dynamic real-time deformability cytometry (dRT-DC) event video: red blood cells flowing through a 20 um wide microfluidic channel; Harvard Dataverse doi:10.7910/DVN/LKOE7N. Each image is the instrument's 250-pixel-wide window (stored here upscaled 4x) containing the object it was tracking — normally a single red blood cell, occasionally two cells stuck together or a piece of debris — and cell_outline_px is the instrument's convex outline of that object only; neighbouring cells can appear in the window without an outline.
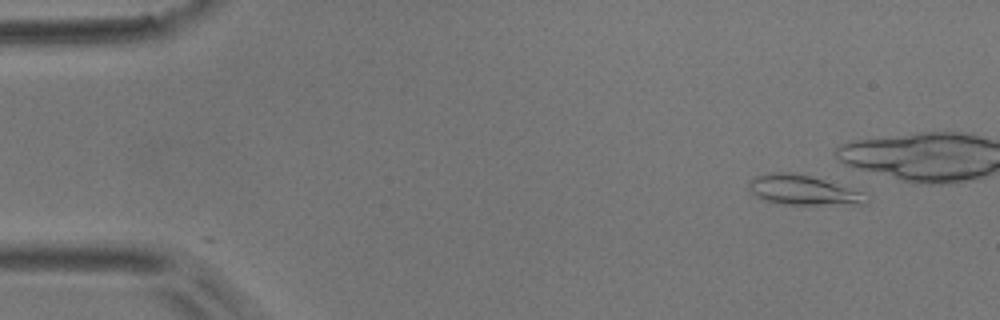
{"species": "common noctule bat (a hibernating species)", "species_latin": "Nyctalus noctula", "temperature_condition": "room temperature", "stored_images_in_passage": 6, "camera_frame_rate_fps": 3000, "um_per_image_px": 0.085, "animal": {"sex": "male", "body_mass_g": 17.9}, "frame": {"image": 1, "passage_image": 1, "time_ms": 0.0, "image_size_px": [1000, 320], "cell_outline_px": [[868, 204], [784, 204], [764, 200], [756, 196], [748, 188], [748, 184], [756, 176], [772, 172], [788, 172], [808, 176], [824, 180], [864, 192], [868, 200]], "centroid_in_image_um": [68.26, 16.17], "position_along_channel_um": 16.7, "area_um2": 20.0}}